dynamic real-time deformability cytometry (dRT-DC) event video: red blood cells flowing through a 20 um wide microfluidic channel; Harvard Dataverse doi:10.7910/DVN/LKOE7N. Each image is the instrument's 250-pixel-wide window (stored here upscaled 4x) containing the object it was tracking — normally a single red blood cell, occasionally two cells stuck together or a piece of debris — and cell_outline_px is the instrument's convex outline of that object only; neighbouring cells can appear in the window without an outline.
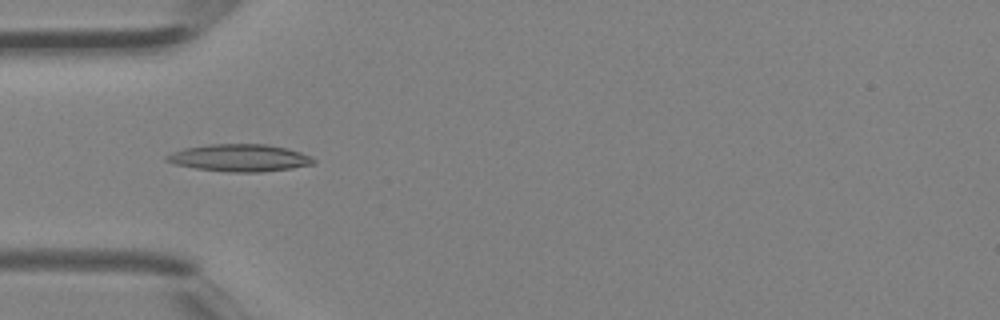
{"species": "Egyptian fruit bat (a non-hibernating species)", "species_latin": "Rousettus aegyptiacus", "temperature_condition": "room temperature", "stored_images_in_passage": 4, "camera_frame_rate_fps": 3000, "um_per_image_px": 0.085, "animal": {"sex": "female"}, "frame": {"image": 1, "passage_image": 3, "time_ms": 0.667, "image_size_px": [1000, 320], "cell_outline_px": [[316, 160], [312, 164], [292, 168], [260, 172], [228, 172], [196, 168], [176, 164], [164, 160], [164, 156], [172, 152], [184, 148], [208, 144], [268, 144], [288, 148], [312, 156]], "centroid_in_image_um": [20.37, 13.41], "position_along_channel_um": 64.6, "area_um2": 23.41}}
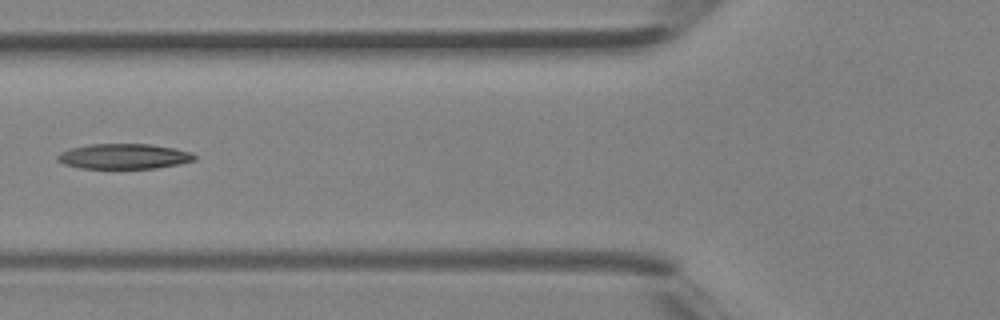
{"frame": {"image": 2, "passage_image": 4, "time_ms": 1.0, "image_size_px": [1000, 320], "cell_outline_px": [[196, 160], [180, 164], [156, 168], [80, 168], [64, 164], [56, 160], [56, 156], [60, 152], [72, 148], [92, 144], [148, 144], [172, 148], [192, 152], [196, 156]], "centroid_in_image_um": [10.54, 13.29], "position_along_channel_um": 115.3, "area_um2": 20.06}}